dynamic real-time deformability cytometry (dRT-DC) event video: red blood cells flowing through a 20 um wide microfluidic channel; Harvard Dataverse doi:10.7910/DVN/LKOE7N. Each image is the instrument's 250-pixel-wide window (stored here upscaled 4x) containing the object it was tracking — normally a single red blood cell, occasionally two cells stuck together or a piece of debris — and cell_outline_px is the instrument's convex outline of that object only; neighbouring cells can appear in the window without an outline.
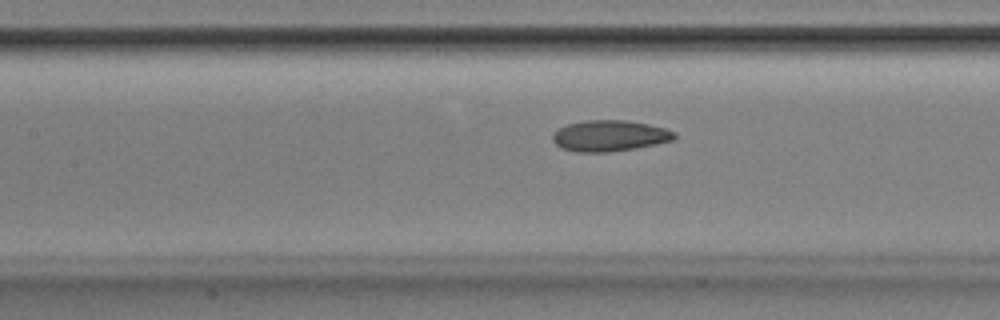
{"species": "Egyptian fruit bat (a non-hibernating species)", "species_latin": "Rousettus aegyptiacus", "temperature_condition": "room temperature", "stored_images_in_passage": 36, "camera_frame_rate_fps": 3000, "um_per_image_px": 0.085, "animal": {"sex": "male"}, "frame": {"image": 1, "passage_image": 7, "time_ms": 2.0, "image_size_px": [1000, 320], "cell_outline_px": [[676, 136], [672, 140], [656, 144], [608, 152], [576, 152], [564, 148], [556, 144], [552, 140], [552, 136], [560, 128], [568, 124], [584, 120], [628, 120], [648, 124], [664, 128], [676, 132]], "centroid_in_image_um": [51.82, 11.53], "position_along_channel_um": 155.6, "area_um2": 21.79}}
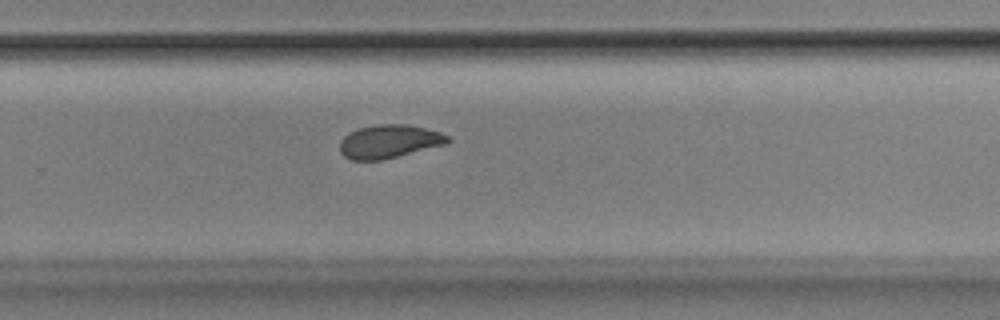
{"frame": {"image": 2, "passage_image": 18, "time_ms": 5.667, "image_size_px": [1000, 320], "cell_outline_px": [[452, 140], [448, 144], [380, 160], [352, 160], [344, 156], [340, 152], [340, 140], [348, 132], [360, 128], [376, 124], [408, 124], [440, 132], [448, 136]], "centroid_in_image_um": [33.08, 12.02], "position_along_channel_um": 296.7, "area_um2": 21.04}}
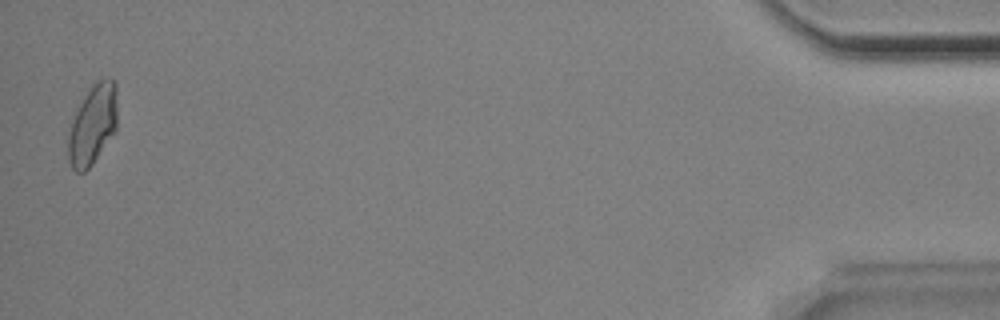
{"frame": {"image": 3, "passage_image": 35, "time_ms": 11.333, "image_size_px": [1000, 320], "cell_outline_px": [[116, 132], [92, 164], [84, 172], [76, 172], [72, 168], [68, 160], [68, 136], [72, 120], [84, 96], [92, 84], [104, 76], [108, 76], [116, 84]], "centroid_in_image_um": [7.88, 10.59], "position_along_channel_um": 427.3, "area_um2": 22.95}}